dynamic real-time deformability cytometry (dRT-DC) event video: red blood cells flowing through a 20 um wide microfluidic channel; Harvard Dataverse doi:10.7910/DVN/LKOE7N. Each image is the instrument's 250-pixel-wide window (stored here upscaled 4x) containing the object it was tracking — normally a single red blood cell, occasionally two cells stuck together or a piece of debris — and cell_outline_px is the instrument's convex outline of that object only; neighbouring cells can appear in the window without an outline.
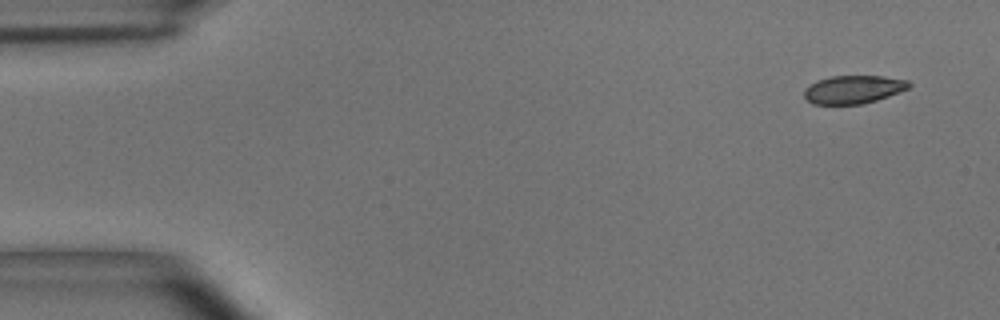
{"species": "common noctule bat (a hibernating species)", "species_latin": "Nyctalus noctula", "temperature_condition": "room temperature", "stored_images_in_passage": 4, "camera_frame_rate_fps": 3000, "um_per_image_px": 0.085, "animal": {"sex": "male", "body_mass_g": 15.6}, "frame": {"image": 1, "passage_image": 1, "time_ms": 0.0, "image_size_px": [1000, 320], "cell_outline_px": [[912, 84], [908, 88], [888, 96], [876, 100], [860, 104], [812, 104], [804, 96], [804, 88], [808, 84], [816, 80], [832, 76], [884, 76], [908, 80]], "centroid_in_image_um": [72.5, 7.59], "position_along_channel_um": 12.5, "area_um2": 17.22}}